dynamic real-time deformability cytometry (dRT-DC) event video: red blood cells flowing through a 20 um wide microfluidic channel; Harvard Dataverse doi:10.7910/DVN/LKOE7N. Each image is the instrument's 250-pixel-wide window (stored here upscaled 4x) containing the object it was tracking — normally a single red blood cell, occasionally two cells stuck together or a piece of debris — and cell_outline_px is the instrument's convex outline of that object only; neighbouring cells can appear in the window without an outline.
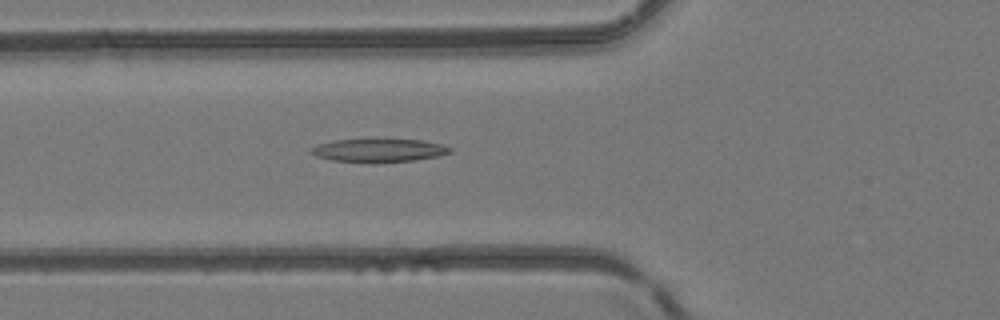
{"species": "common noctule bat (a hibernating species)", "species_latin": "Nyctalus noctula", "temperature_condition": "room temperature", "stored_images_in_passage": 35, "camera_frame_rate_fps": 3000, "um_per_image_px": 0.085, "animal": {"sex": "female", "body_mass_g": 24.6, "forearm_length_mm": 56.2}, "frame": {"image": 1, "passage_image": 10, "time_ms": 3.0, "image_size_px": [1000, 320], "cell_outline_px": [[452, 152], [440, 156], [416, 160], [372, 164], [332, 160], [316, 156], [308, 152], [312, 148], [320, 144], [332, 140], [420, 140], [440, 144], [452, 148]], "centroid_in_image_um": [32.2, 12.81], "position_along_channel_um": 93.6, "area_um2": 18.96}}
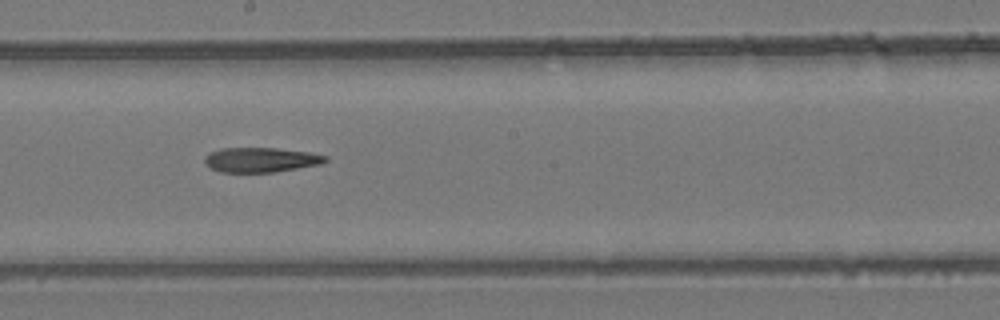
{"frame": {"image": 2, "passage_image": 19, "time_ms": 6.0, "image_size_px": [1000, 320], "cell_outline_px": [[328, 160], [320, 164], [276, 172], [220, 172], [204, 164], [204, 156], [208, 152], [220, 148], [276, 148], [308, 152], [328, 156]], "centroid_in_image_um": [22.13, 13.58], "position_along_channel_um": 226.1, "area_um2": 17.51}}
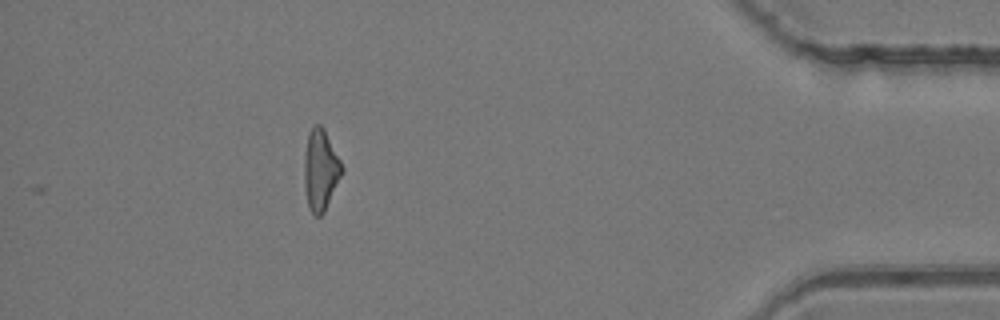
{"frame": {"image": 3, "passage_image": 35, "time_ms": 11.333, "image_size_px": [1000, 320], "cell_outline_px": [[344, 172], [324, 212], [320, 216], [316, 216], [308, 208], [304, 188], [304, 156], [308, 132], [312, 124], [320, 124], [324, 128], [344, 168]], "centroid_in_image_um": [27.24, 14.43], "position_along_channel_um": 408.0, "area_um2": 18.09}}